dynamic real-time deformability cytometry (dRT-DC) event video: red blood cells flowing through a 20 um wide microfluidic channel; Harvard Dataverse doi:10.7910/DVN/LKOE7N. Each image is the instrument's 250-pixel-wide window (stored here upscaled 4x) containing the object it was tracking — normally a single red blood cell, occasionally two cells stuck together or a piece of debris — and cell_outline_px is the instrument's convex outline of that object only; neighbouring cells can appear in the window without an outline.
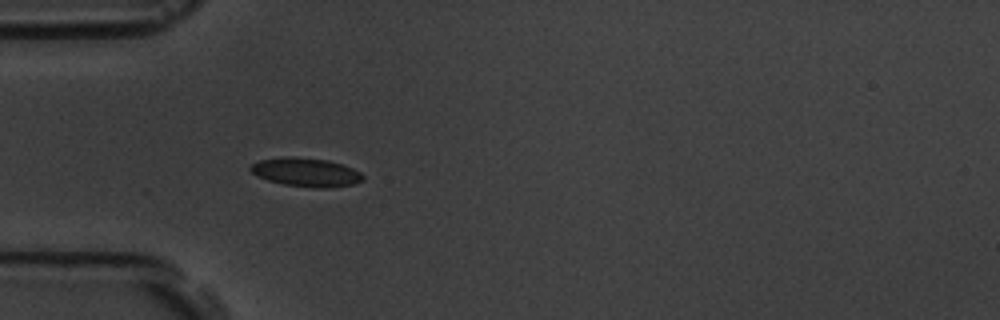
{"species": "common noctule bat (a hibernating species)", "species_latin": "Nyctalus noctula", "temperature_condition": "room temperature", "stored_images_in_passage": 2, "camera_frame_rate_fps": 3000, "um_per_image_px": 0.085, "animal": {"sex": "male", "body_mass_g": 19.5, "forearm_length_mm": 54.6}, "frame": {"image": 1, "passage_image": 2, "time_ms": 1.333, "image_size_px": [1000, 320], "cell_outline_px": [[364, 180], [352, 184], [332, 188], [312, 188], [284, 184], [268, 180], [256, 176], [248, 168], [252, 164], [260, 160], [284, 156], [292, 156], [328, 160], [352, 168], [360, 172], [364, 176]], "centroid_in_image_um": [26.0, 14.64], "position_along_channel_um": 59.0, "area_um2": 18.9}}